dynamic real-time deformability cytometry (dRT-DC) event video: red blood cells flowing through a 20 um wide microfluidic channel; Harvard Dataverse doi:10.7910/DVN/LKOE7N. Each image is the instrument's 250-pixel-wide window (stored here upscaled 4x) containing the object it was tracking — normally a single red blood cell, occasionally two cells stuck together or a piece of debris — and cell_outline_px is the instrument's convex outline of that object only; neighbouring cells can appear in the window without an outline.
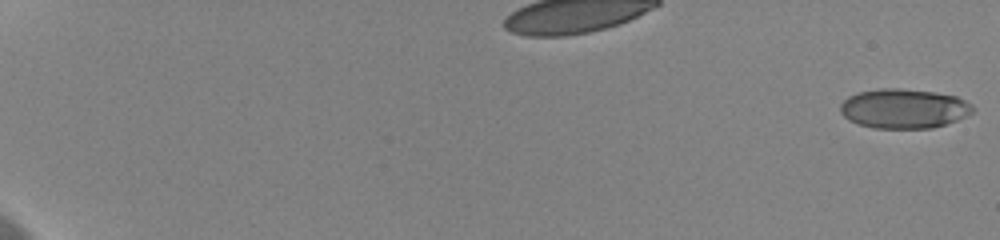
{"species": "human", "species_latin": "Homo sapiens", "temperature_condition": "cold", "stored_images_in_passage": 59, "camera_frame_rate_fps": 3000, "um_per_image_px": 0.085, "donor": {"sex": "female"}, "frame": {"image": 1, "passage_image": 1, "time_ms": 0.0, "image_size_px": [1000, 240], "cell_outline_px": [[976, 108], [972, 112], [956, 120], [932, 128], [872, 128], [848, 120], [840, 112], [840, 104], [848, 96], [860, 92], [880, 88], [896, 88], [936, 92], [956, 96], [972, 104]], "centroid_in_image_um": [76.81, 9.22], "position_along_channel_um": 8.2, "area_um2": 30.46}}
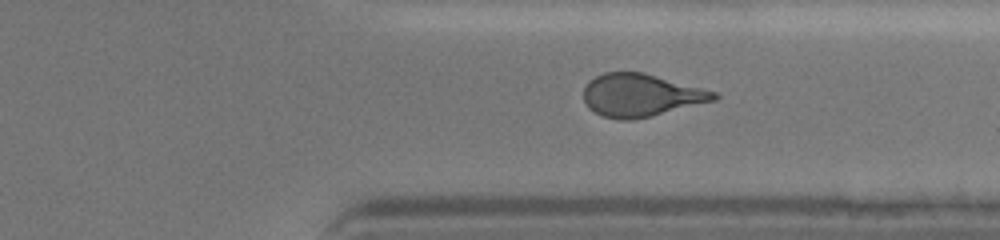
{"frame": {"image": 2, "passage_image": 48, "time_ms": 15.667, "image_size_px": [1000, 240], "cell_outline_px": [[720, 96], [716, 100], [652, 116], [632, 120], [620, 120], [604, 116], [588, 108], [584, 100], [584, 88], [588, 80], [604, 72], [644, 72], [716, 92]], "centroid_in_image_um": [54.47, 8.09], "position_along_channel_um": 356.9, "area_um2": 32.43}}
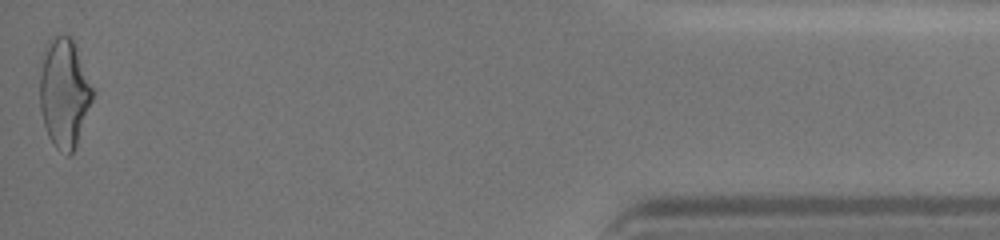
{"frame": {"image": 3, "passage_image": 59, "time_ms": 19.333, "image_size_px": [1000, 240], "cell_outline_px": [[92, 100], [76, 144], [72, 152], [68, 156], [56, 148], [48, 136], [44, 124], [40, 108], [40, 56], [44, 44], [52, 36], [72, 36], [92, 88]], "centroid_in_image_um": [5.4, 7.84], "position_along_channel_um": 429.8, "area_um2": 33.41}, "authors_computed_cell_mechanics": {"area_um2": 32.3102, "velocity_mm_per_s": 3.6501, "shape_relaxation_time_tau1_ms": 9.8748, "shape_relaxation_time_tau2_ms": 1.1091, "deformation_change_tau1": 0.2307, "deformation_change_tau2": 0.0939}}